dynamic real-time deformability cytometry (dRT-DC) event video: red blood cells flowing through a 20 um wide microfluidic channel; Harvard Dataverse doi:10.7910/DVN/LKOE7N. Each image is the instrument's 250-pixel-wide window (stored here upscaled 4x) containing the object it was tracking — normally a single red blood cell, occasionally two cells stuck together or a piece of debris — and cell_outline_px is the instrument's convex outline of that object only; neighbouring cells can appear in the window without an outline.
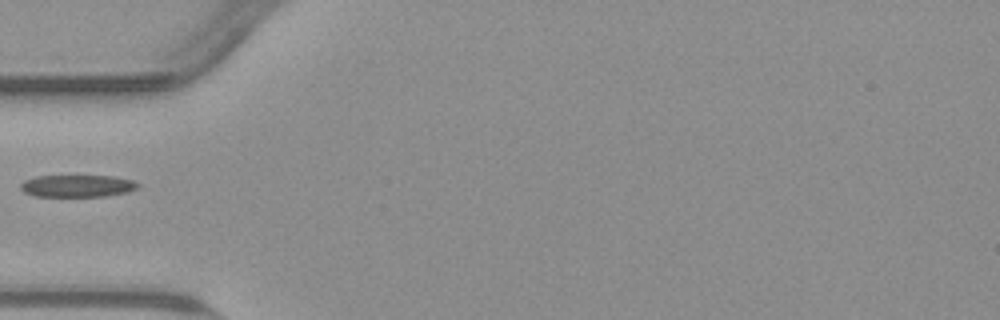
{"species": "common noctule bat (a hibernating species)", "species_latin": "Nyctalus noctula", "temperature_condition": "warm", "stored_images_in_passage": 18, "camera_frame_rate_fps": 3000, "um_per_image_px": 0.085, "animal": {"sex": "male", "body_mass_g": 23.1, "forearm_length_mm": 52.7}, "frame": {"image": 1, "passage_image": 1, "time_ms": 0.0, "image_size_px": [1000, 320], "cell_outline_px": [[140, 184], [136, 188], [128, 192], [104, 196], [36, 196], [24, 192], [20, 188], [20, 184], [24, 180], [36, 176], [116, 176], [132, 180]], "centroid_in_image_um": [6.57, 15.8], "position_along_channel_um": 78.4, "area_um2": 15.09}}
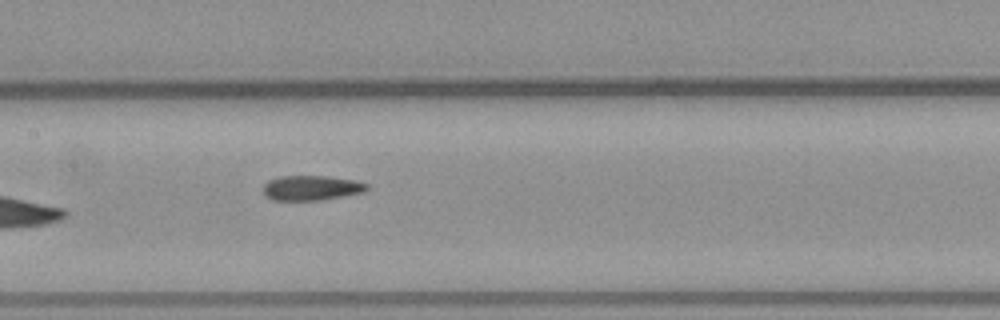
{"frame": {"image": 2, "passage_image": 9, "time_ms": 2.667, "image_size_px": [1000, 320], "cell_outline_px": [[368, 188], [364, 192], [320, 200], [272, 200], [264, 192], [264, 184], [268, 180], [280, 176], [324, 176], [356, 180], [368, 184]], "centroid_in_image_um": [26.48, 15.96], "position_along_channel_um": 180.9, "area_um2": 14.91}}
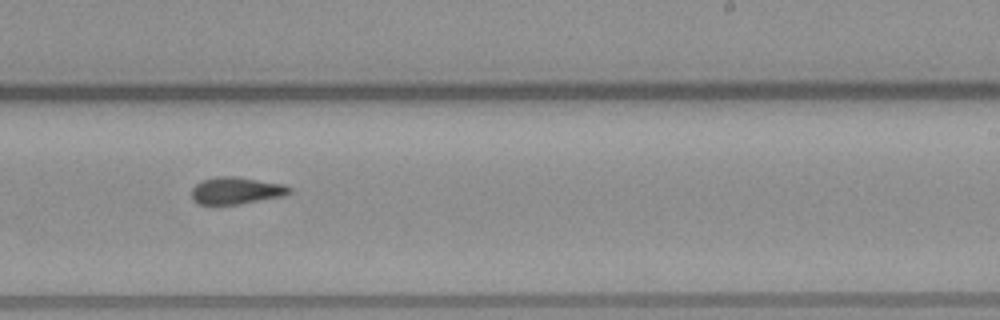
{"frame": {"image": 3, "passage_image": 16, "time_ms": 5.0, "image_size_px": [1000, 320], "cell_outline_px": [[292, 192], [284, 196], [240, 204], [212, 208], [200, 204], [192, 200], [192, 188], [200, 180], [216, 176], [236, 176], [284, 184], [292, 188]], "centroid_in_image_um": [20.03, 16.23], "position_along_channel_um": 269.0, "area_um2": 16.18}}